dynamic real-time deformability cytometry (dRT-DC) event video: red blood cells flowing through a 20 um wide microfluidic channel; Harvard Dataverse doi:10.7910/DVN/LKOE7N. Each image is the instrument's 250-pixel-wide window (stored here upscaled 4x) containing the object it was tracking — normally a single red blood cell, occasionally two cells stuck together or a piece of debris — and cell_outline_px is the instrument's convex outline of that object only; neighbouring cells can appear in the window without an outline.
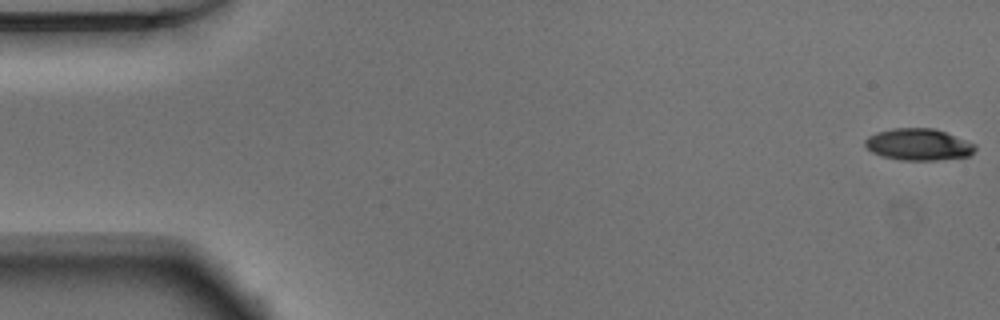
{"species": "Egyptian fruit bat (a non-hibernating species)", "species_latin": "Rousettus aegyptiacus", "temperature_condition": "warm", "stored_images_in_passage": 52, "camera_frame_rate_fps": 3000, "um_per_image_px": 0.085, "animal": {"sex": "male"}, "frame": {"image": 1, "passage_image": 1, "time_ms": 0.0, "image_size_px": [1000, 320], "cell_outline_px": [[976, 148], [968, 156], [936, 160], [900, 160], [880, 156], [872, 152], [864, 144], [864, 140], [868, 136], [876, 132], [892, 128], [932, 128], [944, 132], [976, 144]], "centroid_in_image_um": [78.02, 12.28], "position_along_channel_um": 7.0, "area_um2": 20.29}}
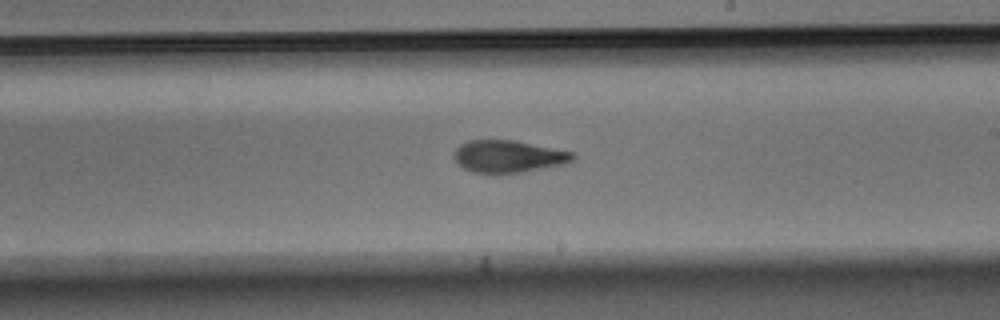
{"frame": {"image": 2, "passage_image": 30, "time_ms": 9.667, "image_size_px": [1000, 320], "cell_outline_px": [[576, 156], [572, 160], [564, 164], [520, 172], [472, 172], [464, 168], [456, 160], [456, 148], [460, 144], [468, 140], [516, 140], [576, 152]], "centroid_in_image_um": [43.27, 13.26], "position_along_channel_um": 245.7, "area_um2": 22.02}}
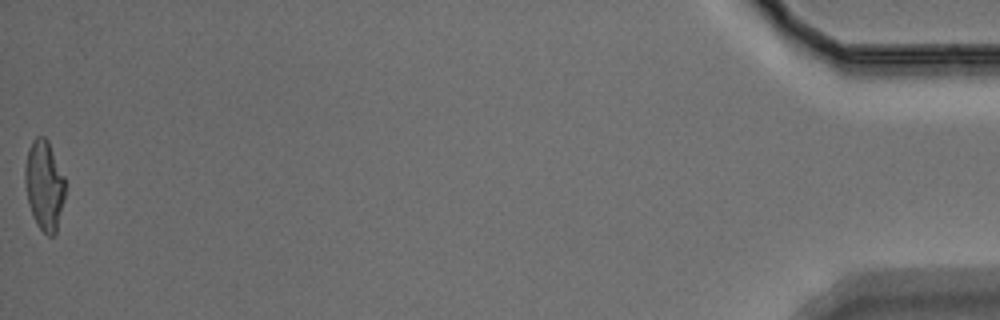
{"frame": {"image": 3, "passage_image": 52, "time_ms": 17.0, "image_size_px": [1000, 320], "cell_outline_px": [[64, 200], [56, 236], [48, 236], [36, 224], [28, 204], [24, 180], [24, 168], [28, 148], [32, 140], [36, 136], [44, 136], [48, 140], [64, 176]], "centroid_in_image_um": [3.75, 15.76], "position_along_channel_um": 431.4, "area_um2": 21.27}, "authors_computed_cell_mechanics": {"area_um2": 21.9929, "velocity_mm_per_s": 3.8963, "shape_relaxation_time_tau1_ms": 5.8025, "shape_relaxation_time_tau2_ms": 2.7219, "deformation_change_tau1": 0.2069, "deformation_change_tau2": 0.1016}}